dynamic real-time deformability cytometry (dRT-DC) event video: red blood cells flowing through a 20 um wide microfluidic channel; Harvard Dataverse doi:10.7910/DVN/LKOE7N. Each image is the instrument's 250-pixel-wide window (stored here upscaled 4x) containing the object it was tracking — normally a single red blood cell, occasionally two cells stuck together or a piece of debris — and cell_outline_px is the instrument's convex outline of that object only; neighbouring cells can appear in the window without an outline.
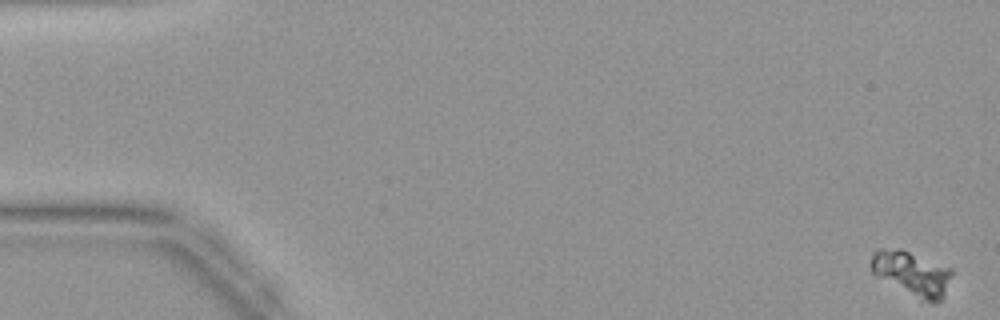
{"species": "common noctule bat (a hibernating species)", "species_latin": "Nyctalus noctula", "temperature_condition": "warm", "stored_images_in_passage": 46, "camera_frame_rate_fps": 3000, "um_per_image_px": 0.085, "animal": {"sex": "female", "body_mass_g": 19.9}, "frame": {"image": 1, "passage_image": 1, "time_ms": 0.0, "image_size_px": [1000, 320], "cell_outline_px": [[952, 276], [944, 296], [936, 304], [932, 304], [920, 300], [876, 276], [872, 272], [868, 264], [872, 252], [876, 248], [900, 248], [952, 268]], "centroid_in_image_um": [77.48, 23.23], "position_along_channel_um": 7.5, "area_um2": 21.44}}
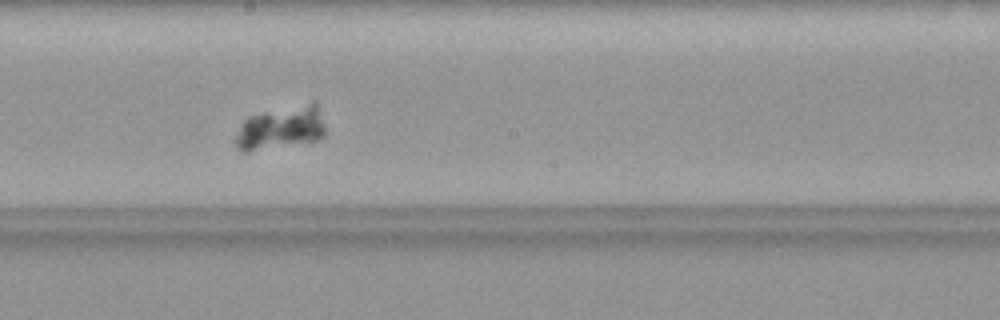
{"frame": {"image": 2, "passage_image": 26, "time_ms": 8.333, "image_size_px": [1000, 320], "cell_outline_px": [[324, 136], [316, 140], [248, 152], [244, 152], [236, 148], [232, 140], [244, 120], [248, 116], [312, 100], [316, 100], [324, 124]], "centroid_in_image_um": [23.85, 10.85], "position_along_channel_um": 224.3, "area_um2": 22.95}}
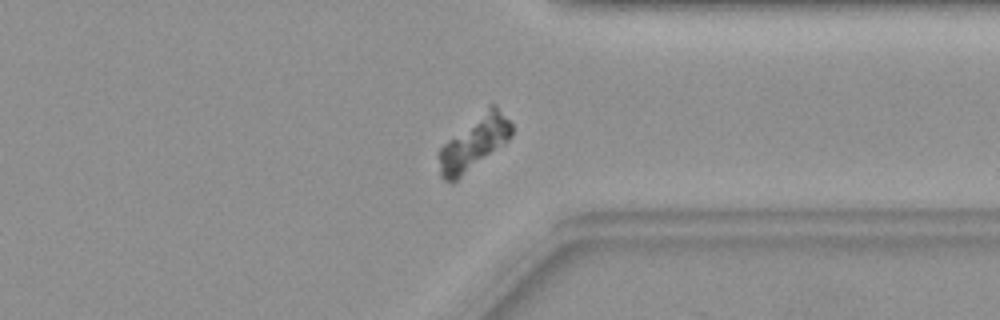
{"frame": {"image": 3, "passage_image": 36, "time_ms": 11.667, "image_size_px": [1000, 320], "cell_outline_px": [[512, 136], [504, 144], [456, 180], [444, 180], [440, 176], [436, 156], [440, 148], [448, 140], [488, 104], [496, 104], [512, 124]], "centroid_in_image_um": [40.28, 12.12], "position_along_channel_um": 371.1, "area_um2": 22.66}}